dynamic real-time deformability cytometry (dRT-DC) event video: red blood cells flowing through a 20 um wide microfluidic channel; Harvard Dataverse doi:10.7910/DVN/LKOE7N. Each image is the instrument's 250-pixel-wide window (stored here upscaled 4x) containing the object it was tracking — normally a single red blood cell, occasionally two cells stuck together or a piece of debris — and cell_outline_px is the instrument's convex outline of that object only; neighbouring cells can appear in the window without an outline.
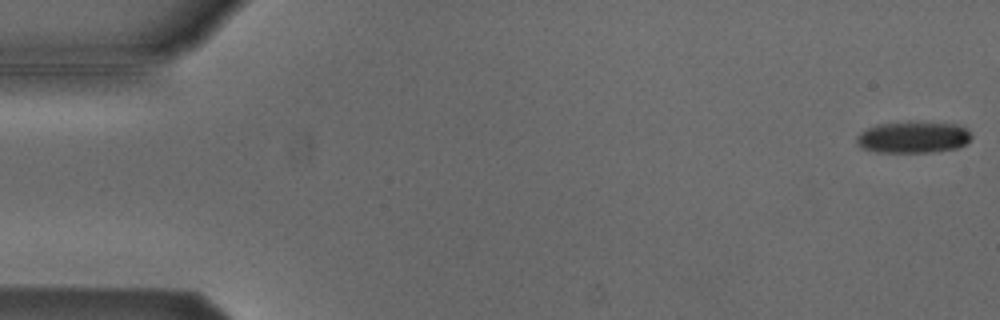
{"species": "Egyptian fruit bat (a non-hibernating species)", "species_latin": "Rousettus aegyptiacus", "temperature_condition": "cold", "stored_images_in_passage": 5, "camera_frame_rate_fps": 3000, "um_per_image_px": 0.085, "animal": {"sex": "male"}, "frame": {"image": 1, "passage_image": 1, "time_ms": 0.0, "image_size_px": [1000, 320], "cell_outline_px": [[972, 136], [964, 144], [956, 148], [928, 152], [876, 152], [864, 148], [856, 140], [856, 136], [860, 132], [876, 124], [908, 120], [956, 124], [964, 128]], "centroid_in_image_um": [77.58, 11.63], "position_along_channel_um": 7.4, "area_um2": 21.21}}
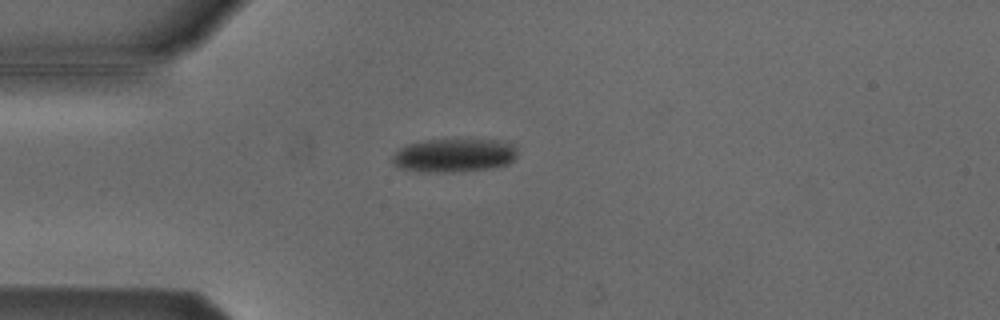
{"frame": {"image": 2, "passage_image": 4, "time_ms": 1.0, "image_size_px": [1000, 320], "cell_outline_px": [[516, 156], [508, 164], [492, 168], [452, 172], [424, 172], [400, 168], [392, 164], [392, 156], [400, 148], [408, 144], [424, 140], [504, 140], [512, 144], [516, 148]], "centroid_in_image_um": [38.59, 13.21], "position_along_channel_um": 46.4, "area_um2": 24.45}}